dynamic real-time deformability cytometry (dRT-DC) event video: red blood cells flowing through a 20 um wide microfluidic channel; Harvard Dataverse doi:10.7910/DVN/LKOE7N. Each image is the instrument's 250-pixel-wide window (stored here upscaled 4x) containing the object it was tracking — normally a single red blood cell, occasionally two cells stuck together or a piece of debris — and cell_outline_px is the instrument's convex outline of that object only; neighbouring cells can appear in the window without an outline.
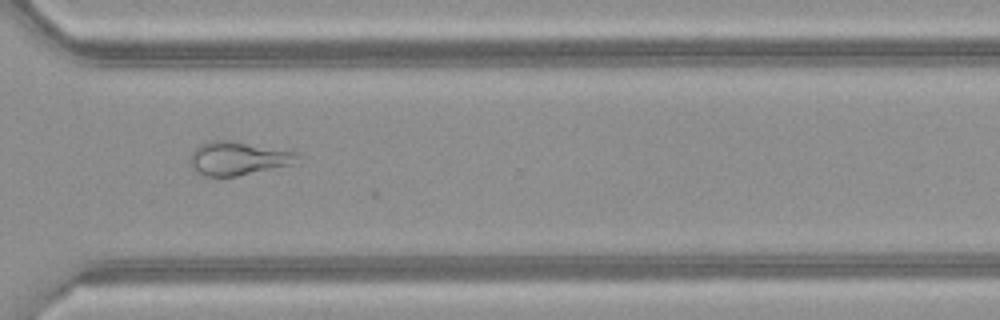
{"species": "common noctule bat (a hibernating species)", "species_latin": "Nyctalus noctula", "temperature_condition": "warm", "stored_images_in_passage": 50, "camera_frame_rate_fps": 3000, "um_per_image_px": 0.085, "animal": {"sex": "female", "body_mass_g": 21.9}, "frame": {"image": 1, "passage_image": 37, "time_ms": 12.0, "image_size_px": [1000, 320], "cell_outline_px": [[300, 164], [236, 176], [204, 176], [196, 172], [192, 168], [192, 152], [200, 144], [208, 140], [232, 140], [296, 152]], "centroid_in_image_um": [20.29, 13.46], "position_along_channel_um": 350.3, "area_um2": 21.15}}
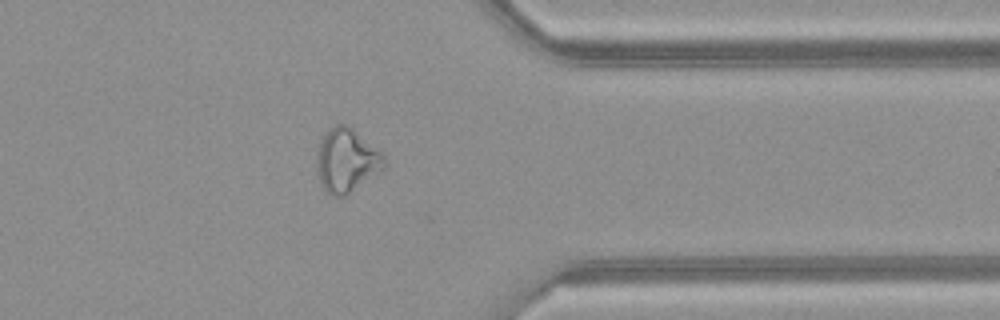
{"frame": {"image": 2, "passage_image": 40, "time_ms": 13.0, "image_size_px": [1000, 320], "cell_outline_px": [[384, 168], [344, 196], [336, 196], [324, 192], [316, 172], [316, 152], [328, 128], [336, 124], [344, 124], [352, 128], [384, 152]], "centroid_in_image_um": [29.43, 13.62], "position_along_channel_um": 382.0, "area_um2": 25.03}}
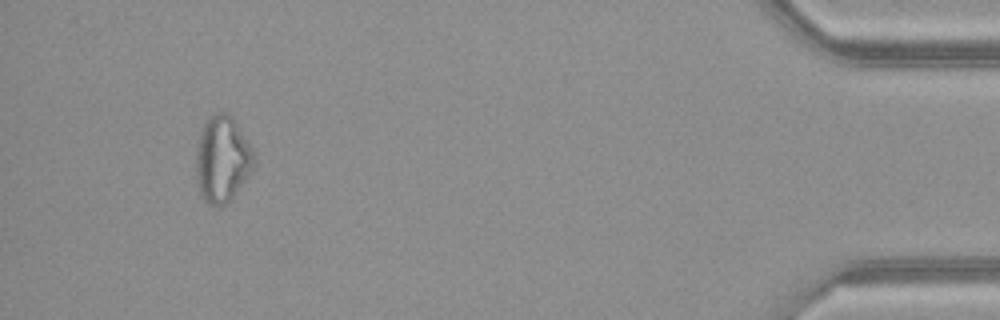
{"frame": {"image": 3, "passage_image": 47, "time_ms": 15.333, "image_size_px": [1000, 320], "cell_outline_px": [[256, 160], [248, 176], [232, 196], [224, 204], [216, 208], [208, 204], [200, 196], [196, 180], [196, 148], [200, 128], [208, 116], [216, 112], [224, 112], [232, 116], [252, 148]], "centroid_in_image_um": [18.85, 13.51], "position_along_channel_um": 416.3, "area_um2": 29.36}}